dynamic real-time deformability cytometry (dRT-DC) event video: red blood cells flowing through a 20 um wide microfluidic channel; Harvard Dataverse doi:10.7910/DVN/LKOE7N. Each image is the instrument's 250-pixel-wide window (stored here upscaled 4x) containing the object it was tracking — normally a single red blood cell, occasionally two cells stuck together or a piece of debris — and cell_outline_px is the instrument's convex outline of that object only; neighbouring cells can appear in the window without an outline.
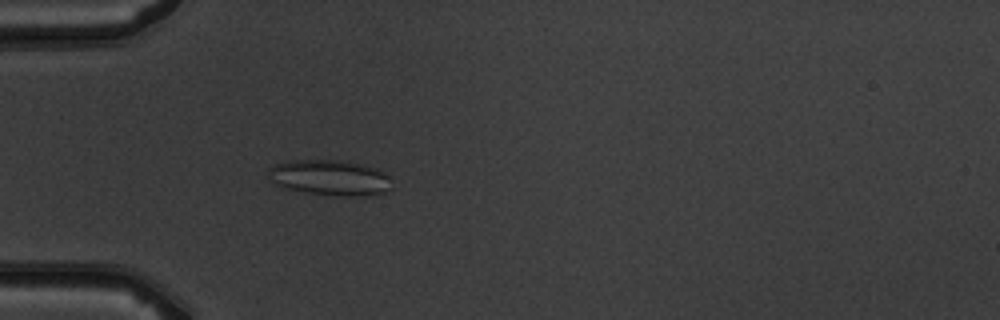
{"species": "common noctule bat (a hibernating species)", "species_latin": "Nyctalus noctula", "temperature_condition": "warm", "stored_images_in_passage": 4, "camera_frame_rate_fps": 3000, "um_per_image_px": 0.085, "animal": {"sex": "male", "body_mass_g": 19.5, "forearm_length_mm": 54.6}, "frame": {"image": 1, "passage_image": 4, "time_ms": 3.667, "image_size_px": [1000, 320], "cell_outline_px": [[392, 188], [384, 192], [356, 196], [340, 196], [304, 192], [288, 188], [276, 184], [268, 176], [268, 168], [276, 164], [292, 160], [348, 160], [364, 164], [376, 168], [388, 176]], "centroid_in_image_um": [28.05, 15.08], "position_along_channel_um": 57.0, "area_um2": 25.49}}